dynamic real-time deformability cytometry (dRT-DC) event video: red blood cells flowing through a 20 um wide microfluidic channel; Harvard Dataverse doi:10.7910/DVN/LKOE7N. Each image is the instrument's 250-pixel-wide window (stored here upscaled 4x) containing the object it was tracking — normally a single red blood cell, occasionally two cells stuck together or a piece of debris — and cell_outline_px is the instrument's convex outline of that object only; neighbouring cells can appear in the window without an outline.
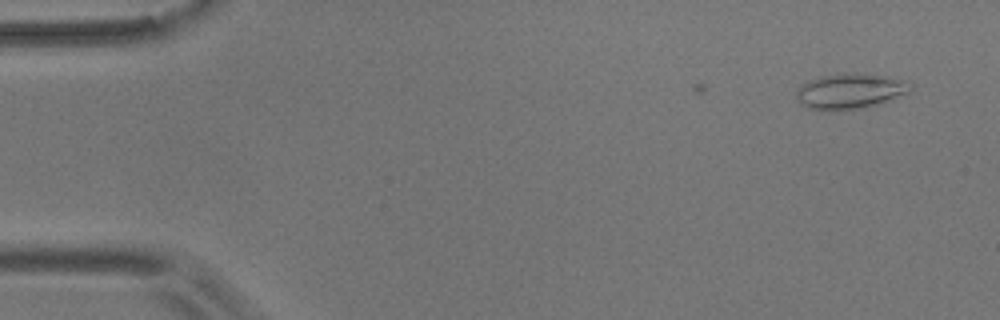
{"species": "common noctule bat (a hibernating species)", "species_latin": "Nyctalus noctula", "temperature_condition": "room temperature", "stored_images_in_passage": 3, "camera_frame_rate_fps": 3000, "um_per_image_px": 0.085, "animal": {"sex": "male", "body_mass_g": 17.9}, "frame": {"image": 1, "passage_image": 3, "time_ms": 0.667, "image_size_px": [1000, 320], "cell_outline_px": [[912, 88], [908, 92], [876, 104], [864, 108], [828, 112], [808, 108], [800, 104], [796, 96], [796, 92], [808, 80], [824, 76], [844, 72], [888, 76], [904, 80], [912, 84]], "centroid_in_image_um": [72.23, 7.76], "position_along_channel_um": 12.8, "area_um2": 23.52}}